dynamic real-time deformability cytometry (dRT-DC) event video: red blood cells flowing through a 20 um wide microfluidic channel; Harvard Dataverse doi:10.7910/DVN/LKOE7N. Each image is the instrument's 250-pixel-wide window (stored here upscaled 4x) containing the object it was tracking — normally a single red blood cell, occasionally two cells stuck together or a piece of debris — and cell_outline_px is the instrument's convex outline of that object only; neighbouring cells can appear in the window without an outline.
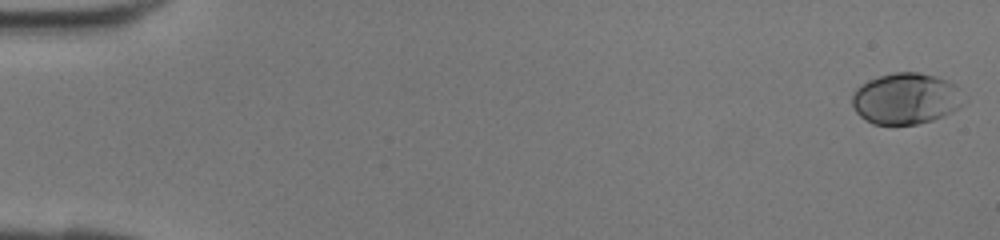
{"species": "human", "species_latin": "Homo sapiens", "temperature_condition": "room temperature", "stored_images_in_passage": 42, "camera_frame_rate_fps": 3000, "um_per_image_px": 0.085, "donor": {"sex": "female"}, "frame": {"image": 1, "passage_image": 1, "time_ms": 0.0, "image_size_px": [1000, 240], "cell_outline_px": [[956, 108], [952, 112], [944, 116], [932, 120], [916, 124], [872, 124], [860, 116], [856, 112], [852, 104], [852, 96], [856, 88], [868, 80], [892, 72], [916, 72], [936, 76], [948, 80], [956, 84]], "centroid_in_image_um": [76.89, 8.38], "position_along_channel_um": 8.1, "area_um2": 32.54}}
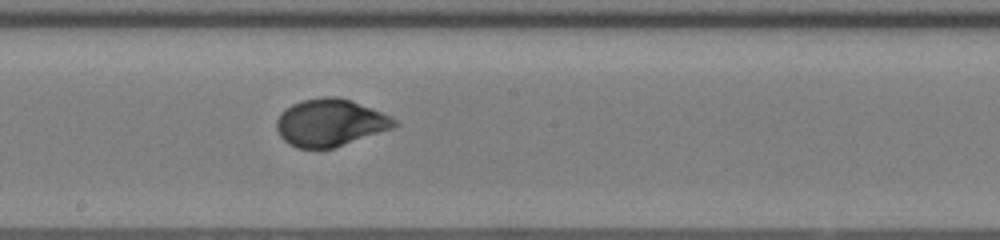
{"frame": {"image": 2, "passage_image": 24, "time_ms": 7.667, "image_size_px": [1000, 240], "cell_outline_px": [[400, 124], [392, 128], [332, 148], [296, 148], [288, 144], [280, 136], [276, 128], [276, 120], [280, 112], [292, 104], [304, 100], [324, 96], [336, 96], [352, 100], [392, 116]], "centroid_in_image_um": [28.05, 10.41], "position_along_channel_um": 220.2, "area_um2": 32.43}}
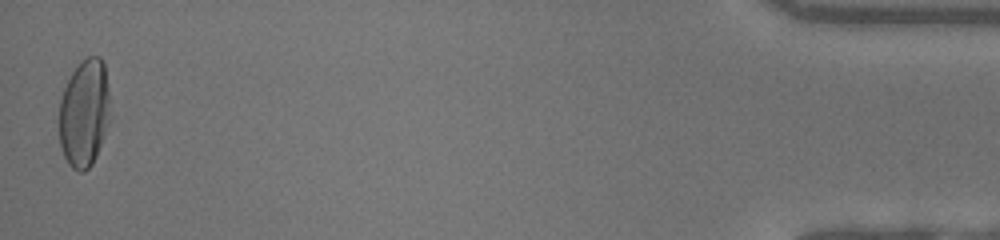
{"frame": {"image": 3, "passage_image": 42, "time_ms": 13.667, "image_size_px": [1000, 240], "cell_outline_px": [[112, 116], [96, 156], [92, 164], [84, 172], [80, 172], [72, 168], [68, 164], [64, 156], [60, 144], [60, 100], [64, 88], [72, 72], [80, 60], [88, 56], [100, 56], [104, 60]], "centroid_in_image_um": [7.2, 9.59], "position_along_channel_um": 428.0, "area_um2": 32.48}}